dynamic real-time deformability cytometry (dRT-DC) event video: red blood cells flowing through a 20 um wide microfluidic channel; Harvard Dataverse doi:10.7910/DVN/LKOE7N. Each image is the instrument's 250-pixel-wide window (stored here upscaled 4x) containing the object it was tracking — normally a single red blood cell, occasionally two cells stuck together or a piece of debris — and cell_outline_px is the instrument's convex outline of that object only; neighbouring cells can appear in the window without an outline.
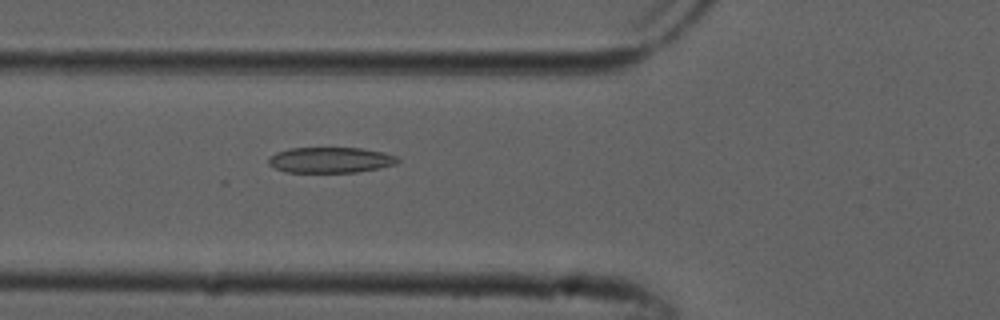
{"species": "common noctule bat (a hibernating species)", "species_latin": "Nyctalus noctula", "temperature_condition": "cold", "stored_images_in_passage": 37, "camera_frame_rate_fps": 3000, "um_per_image_px": 0.085, "animal": {"sex": "male", "forearm_length_mm": 52.5}, "frame": {"image": 1, "passage_image": 4, "time_ms": 1.0, "image_size_px": [1000, 320], "cell_outline_px": [[400, 160], [396, 164], [380, 168], [356, 172], [284, 172], [268, 164], [268, 156], [276, 152], [288, 148], [360, 148], [384, 152], [396, 156]], "centroid_in_image_um": [28.07, 13.6], "position_along_channel_um": 97.7, "area_um2": 19.42}}
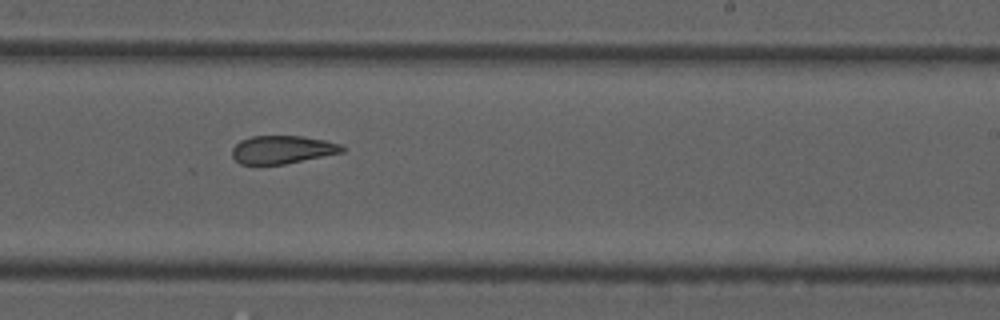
{"frame": {"image": 2, "passage_image": 17, "time_ms": 5.333, "image_size_px": [1000, 320], "cell_outline_px": [[344, 152], [284, 164], [240, 164], [232, 156], [232, 148], [240, 140], [252, 136], [300, 136], [324, 140], [340, 144], [344, 148]], "centroid_in_image_um": [23.98, 12.71], "position_along_channel_um": 265.0, "area_um2": 17.86}}
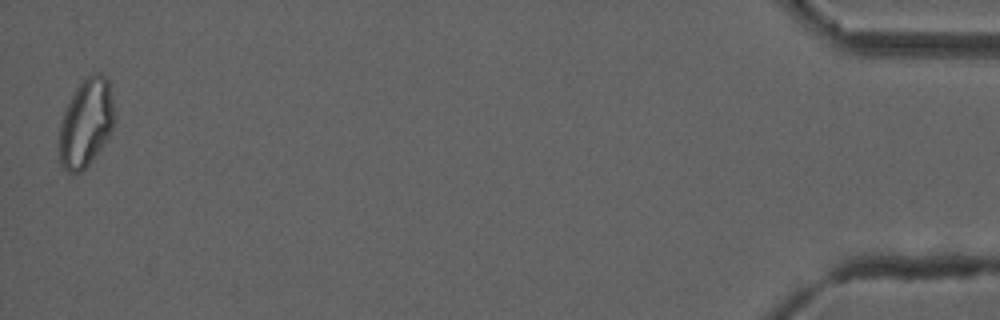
{"frame": {"image": 3, "passage_image": 37, "time_ms": 12.0, "image_size_px": [1000, 320], "cell_outline_px": [[116, 116], [112, 128], [108, 136], [84, 172], [68, 172], [60, 164], [60, 124], [64, 112], [76, 88], [88, 76], [96, 72], [100, 72], [108, 80]], "centroid_in_image_um": [7.33, 10.46], "position_along_channel_um": 427.9, "area_um2": 28.03}, "authors_computed_cell_mechanics": {"area_um2": 19.9988, "velocity_mm_per_s": 3.8588, "shape_relaxation_time_tau1_ms": null, "shape_relaxation_time_tau2_ms": 2.5237, "deformation_change_tau1": null, "deformation_change_tau2": 0.0947}}